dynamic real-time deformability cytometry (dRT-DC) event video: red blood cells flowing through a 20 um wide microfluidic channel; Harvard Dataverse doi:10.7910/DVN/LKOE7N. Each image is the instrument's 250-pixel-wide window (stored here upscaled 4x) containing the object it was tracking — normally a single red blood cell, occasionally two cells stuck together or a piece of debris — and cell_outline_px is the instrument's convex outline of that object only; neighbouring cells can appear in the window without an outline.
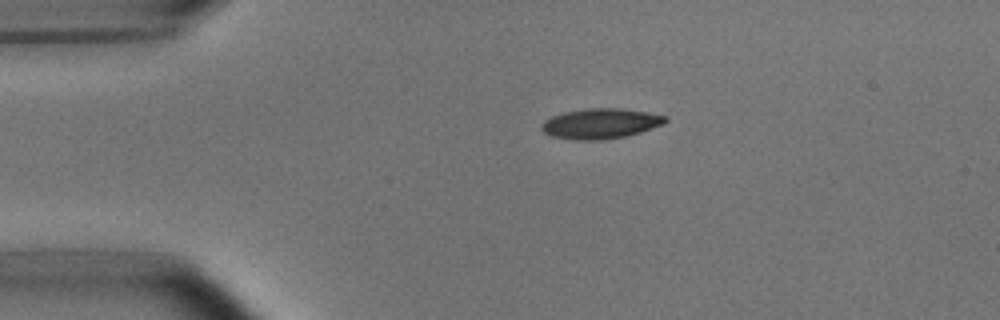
{"species": "common noctule bat (a hibernating species)", "species_latin": "Nyctalus noctula", "temperature_condition": "room temperature", "stored_images_in_passage": 43, "camera_frame_rate_fps": 3000, "um_per_image_px": 0.085, "animal": {"sex": "male", "body_mass_g": 15.6}, "frame": {"image": 1, "passage_image": 1, "time_ms": 0.0, "image_size_px": [1000, 320], "cell_outline_px": [[668, 120], [664, 124], [640, 132], [624, 136], [600, 140], [572, 140], [552, 136], [544, 132], [540, 128], [540, 124], [544, 120], [552, 116], [564, 112], [588, 108], [620, 108], [644, 112], [664, 116]], "centroid_in_image_um": [50.99, 10.51], "position_along_channel_um": 34.0, "area_um2": 21.68}}
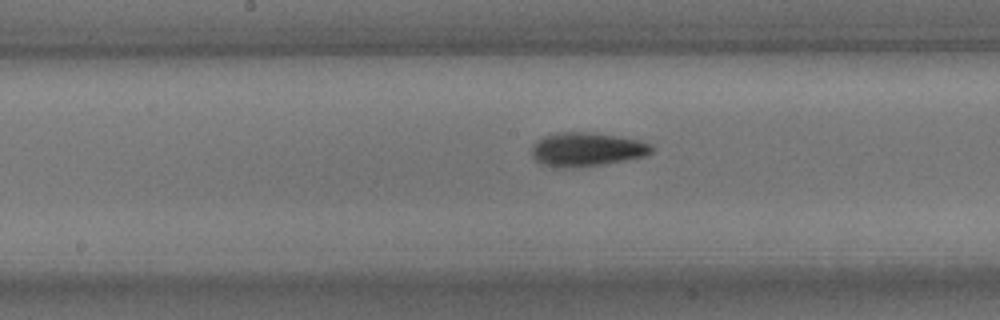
{"frame": {"image": 2, "passage_image": 17, "time_ms": 5.333, "image_size_px": [1000, 320], "cell_outline_px": [[652, 152], [648, 156], [604, 164], [564, 168], [560, 168], [540, 164], [532, 156], [532, 148], [536, 140], [544, 136], [560, 132], [592, 132], [640, 140], [652, 144]], "centroid_in_image_um": [49.88, 12.7], "position_along_channel_um": 198.3, "area_um2": 23.76}}
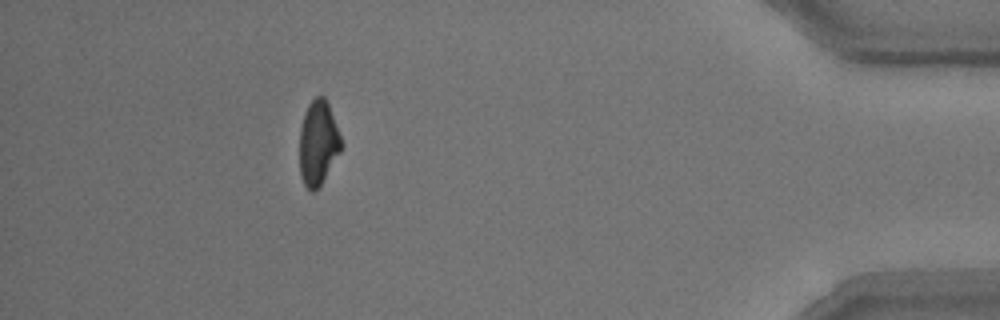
{"frame": {"image": 3, "passage_image": 38, "time_ms": 12.333, "image_size_px": [1000, 320], "cell_outline_px": [[344, 144], [340, 152], [320, 184], [312, 192], [304, 184], [300, 176], [300, 128], [308, 104], [316, 96], [324, 96], [328, 104]], "centroid_in_image_um": [27.05, 12.13], "position_along_channel_um": 408.2, "area_um2": 20.23}, "authors_computed_cell_mechanics": {"area_um2": 21.8484, "velocity_mm_per_s": 3.7742, "shape_relaxation_time_tau1_ms": 3.3855, "shape_relaxation_time_tau2_ms": 4.2627, "deformation_change_tau1": 0.1337, "deformation_change_tau2": 0.1053}}